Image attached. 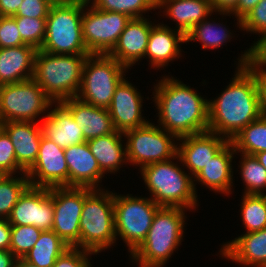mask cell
<instances>
[{"instance_id":"6da1fadb","label":"cell","mask_w":266,"mask_h":267,"mask_svg":"<svg viewBox=\"0 0 266 267\" xmlns=\"http://www.w3.org/2000/svg\"><path fill=\"white\" fill-rule=\"evenodd\" d=\"M238 60L231 83L217 99L208 100V131L229 141L262 116L254 76L244 66L250 62V48Z\"/></svg>"},{"instance_id":"7a4b0ae2","label":"cell","mask_w":266,"mask_h":267,"mask_svg":"<svg viewBox=\"0 0 266 267\" xmlns=\"http://www.w3.org/2000/svg\"><path fill=\"white\" fill-rule=\"evenodd\" d=\"M163 78L153 92L158 124L178 138L208 131V100L180 80Z\"/></svg>"},{"instance_id":"3957f363","label":"cell","mask_w":266,"mask_h":267,"mask_svg":"<svg viewBox=\"0 0 266 267\" xmlns=\"http://www.w3.org/2000/svg\"><path fill=\"white\" fill-rule=\"evenodd\" d=\"M185 208L161 206L146 238L131 254L139 267H163L183 239Z\"/></svg>"},{"instance_id":"277c9868","label":"cell","mask_w":266,"mask_h":267,"mask_svg":"<svg viewBox=\"0 0 266 267\" xmlns=\"http://www.w3.org/2000/svg\"><path fill=\"white\" fill-rule=\"evenodd\" d=\"M87 57L88 55L50 54L37 50L33 80L53 103L76 97Z\"/></svg>"},{"instance_id":"5b68a950","label":"cell","mask_w":266,"mask_h":267,"mask_svg":"<svg viewBox=\"0 0 266 267\" xmlns=\"http://www.w3.org/2000/svg\"><path fill=\"white\" fill-rule=\"evenodd\" d=\"M114 193L85 187L80 218L79 249L98 254L112 246L116 239Z\"/></svg>"},{"instance_id":"8992f818","label":"cell","mask_w":266,"mask_h":267,"mask_svg":"<svg viewBox=\"0 0 266 267\" xmlns=\"http://www.w3.org/2000/svg\"><path fill=\"white\" fill-rule=\"evenodd\" d=\"M178 166L170 159L144 166L140 172L152 193L151 199L159 206L196 209L198 200L193 177Z\"/></svg>"},{"instance_id":"52a82bcc","label":"cell","mask_w":266,"mask_h":267,"mask_svg":"<svg viewBox=\"0 0 266 267\" xmlns=\"http://www.w3.org/2000/svg\"><path fill=\"white\" fill-rule=\"evenodd\" d=\"M83 1H64L51 6L41 51L61 55H90L83 40Z\"/></svg>"},{"instance_id":"ba28073f","label":"cell","mask_w":266,"mask_h":267,"mask_svg":"<svg viewBox=\"0 0 266 267\" xmlns=\"http://www.w3.org/2000/svg\"><path fill=\"white\" fill-rule=\"evenodd\" d=\"M127 69L108 54L88 55L76 97L87 104L108 109L115 88L126 76L124 73Z\"/></svg>"},{"instance_id":"9c48e42d","label":"cell","mask_w":266,"mask_h":267,"mask_svg":"<svg viewBox=\"0 0 266 267\" xmlns=\"http://www.w3.org/2000/svg\"><path fill=\"white\" fill-rule=\"evenodd\" d=\"M151 198L117 195L114 193V219L116 237L122 238L130 255L147 236L154 216L160 208Z\"/></svg>"},{"instance_id":"30bf717a","label":"cell","mask_w":266,"mask_h":267,"mask_svg":"<svg viewBox=\"0 0 266 267\" xmlns=\"http://www.w3.org/2000/svg\"><path fill=\"white\" fill-rule=\"evenodd\" d=\"M153 124L149 122L123 133L127 138L125 145L127 161L133 165L138 164L141 169L154 162L177 159L178 144L173 141L179 138L159 125Z\"/></svg>"},{"instance_id":"8fae6325","label":"cell","mask_w":266,"mask_h":267,"mask_svg":"<svg viewBox=\"0 0 266 267\" xmlns=\"http://www.w3.org/2000/svg\"><path fill=\"white\" fill-rule=\"evenodd\" d=\"M52 104L53 101L33 79L0 85L1 123L36 122V118L49 110Z\"/></svg>"},{"instance_id":"7c38bea8","label":"cell","mask_w":266,"mask_h":267,"mask_svg":"<svg viewBox=\"0 0 266 267\" xmlns=\"http://www.w3.org/2000/svg\"><path fill=\"white\" fill-rule=\"evenodd\" d=\"M83 2L82 32L87 51L90 54H108L130 21L128 15L103 11ZM86 11V12H85Z\"/></svg>"},{"instance_id":"4fadbf2b","label":"cell","mask_w":266,"mask_h":267,"mask_svg":"<svg viewBox=\"0 0 266 267\" xmlns=\"http://www.w3.org/2000/svg\"><path fill=\"white\" fill-rule=\"evenodd\" d=\"M85 187H53L52 230L70 247L79 248L80 218Z\"/></svg>"},{"instance_id":"5bb4252c","label":"cell","mask_w":266,"mask_h":267,"mask_svg":"<svg viewBox=\"0 0 266 267\" xmlns=\"http://www.w3.org/2000/svg\"><path fill=\"white\" fill-rule=\"evenodd\" d=\"M53 187L29 186L7 218L11 225H33L42 231L53 228Z\"/></svg>"},{"instance_id":"9a60e30c","label":"cell","mask_w":266,"mask_h":267,"mask_svg":"<svg viewBox=\"0 0 266 267\" xmlns=\"http://www.w3.org/2000/svg\"><path fill=\"white\" fill-rule=\"evenodd\" d=\"M26 175L31 186L68 187V167L64 149L42 135L37 159Z\"/></svg>"},{"instance_id":"2e32d148","label":"cell","mask_w":266,"mask_h":267,"mask_svg":"<svg viewBox=\"0 0 266 267\" xmlns=\"http://www.w3.org/2000/svg\"><path fill=\"white\" fill-rule=\"evenodd\" d=\"M177 160H179L191 176L195 177L200 170L217 154L229 140L211 131L180 137Z\"/></svg>"},{"instance_id":"e0dca14e","label":"cell","mask_w":266,"mask_h":267,"mask_svg":"<svg viewBox=\"0 0 266 267\" xmlns=\"http://www.w3.org/2000/svg\"><path fill=\"white\" fill-rule=\"evenodd\" d=\"M125 78L115 88L111 105L108 108L116 131L124 133L149 123L142 117V97Z\"/></svg>"},{"instance_id":"ac0fdd59","label":"cell","mask_w":266,"mask_h":267,"mask_svg":"<svg viewBox=\"0 0 266 267\" xmlns=\"http://www.w3.org/2000/svg\"><path fill=\"white\" fill-rule=\"evenodd\" d=\"M152 25L144 16L130 19L108 55L127 68L133 66L145 57Z\"/></svg>"},{"instance_id":"d6986e66","label":"cell","mask_w":266,"mask_h":267,"mask_svg":"<svg viewBox=\"0 0 266 267\" xmlns=\"http://www.w3.org/2000/svg\"><path fill=\"white\" fill-rule=\"evenodd\" d=\"M64 155L68 167V187L97 189V183H100L104 174L87 141L67 147L64 149Z\"/></svg>"},{"instance_id":"ffe728a7","label":"cell","mask_w":266,"mask_h":267,"mask_svg":"<svg viewBox=\"0 0 266 267\" xmlns=\"http://www.w3.org/2000/svg\"><path fill=\"white\" fill-rule=\"evenodd\" d=\"M60 103L71 113L74 121L81 128L85 141L116 132L108 109L87 104L77 97Z\"/></svg>"},{"instance_id":"44dd1931","label":"cell","mask_w":266,"mask_h":267,"mask_svg":"<svg viewBox=\"0 0 266 267\" xmlns=\"http://www.w3.org/2000/svg\"><path fill=\"white\" fill-rule=\"evenodd\" d=\"M2 129L8 134L14 146L17 164L27 172L39 153L42 137L40 123L9 121L2 123Z\"/></svg>"},{"instance_id":"7402d4cb","label":"cell","mask_w":266,"mask_h":267,"mask_svg":"<svg viewBox=\"0 0 266 267\" xmlns=\"http://www.w3.org/2000/svg\"><path fill=\"white\" fill-rule=\"evenodd\" d=\"M220 250L224 258L240 265L266 267V228L236 237Z\"/></svg>"},{"instance_id":"603a6c76","label":"cell","mask_w":266,"mask_h":267,"mask_svg":"<svg viewBox=\"0 0 266 267\" xmlns=\"http://www.w3.org/2000/svg\"><path fill=\"white\" fill-rule=\"evenodd\" d=\"M36 52L28 44L0 48V85L33 79Z\"/></svg>"},{"instance_id":"cb8c5ba5","label":"cell","mask_w":266,"mask_h":267,"mask_svg":"<svg viewBox=\"0 0 266 267\" xmlns=\"http://www.w3.org/2000/svg\"><path fill=\"white\" fill-rule=\"evenodd\" d=\"M40 125L42 135L62 149L85 142L81 128L61 103H55V108L45 115Z\"/></svg>"},{"instance_id":"d4e9b609","label":"cell","mask_w":266,"mask_h":267,"mask_svg":"<svg viewBox=\"0 0 266 267\" xmlns=\"http://www.w3.org/2000/svg\"><path fill=\"white\" fill-rule=\"evenodd\" d=\"M236 154L234 145L229 141L200 172L193 181L201 182L215 192L229 195L233 184L232 159Z\"/></svg>"},{"instance_id":"484cf974","label":"cell","mask_w":266,"mask_h":267,"mask_svg":"<svg viewBox=\"0 0 266 267\" xmlns=\"http://www.w3.org/2000/svg\"><path fill=\"white\" fill-rule=\"evenodd\" d=\"M184 42L186 43L185 35L181 31L164 24L153 25L145 57L148 56L153 68L167 66L168 62L180 57L179 43Z\"/></svg>"},{"instance_id":"4316f807","label":"cell","mask_w":266,"mask_h":267,"mask_svg":"<svg viewBox=\"0 0 266 267\" xmlns=\"http://www.w3.org/2000/svg\"><path fill=\"white\" fill-rule=\"evenodd\" d=\"M157 8H165L166 16L177 22V30L184 35L214 12L210 0H157Z\"/></svg>"},{"instance_id":"83f0119b","label":"cell","mask_w":266,"mask_h":267,"mask_svg":"<svg viewBox=\"0 0 266 267\" xmlns=\"http://www.w3.org/2000/svg\"><path fill=\"white\" fill-rule=\"evenodd\" d=\"M122 135L123 133L116 131L87 141L90 151L97 160L103 174L117 172L123 163L128 162L126 147L121 142Z\"/></svg>"},{"instance_id":"f1b7e54d","label":"cell","mask_w":266,"mask_h":267,"mask_svg":"<svg viewBox=\"0 0 266 267\" xmlns=\"http://www.w3.org/2000/svg\"><path fill=\"white\" fill-rule=\"evenodd\" d=\"M69 247L53 230L42 231L35 245L23 258L39 267H52Z\"/></svg>"},{"instance_id":"f546056e","label":"cell","mask_w":266,"mask_h":267,"mask_svg":"<svg viewBox=\"0 0 266 267\" xmlns=\"http://www.w3.org/2000/svg\"><path fill=\"white\" fill-rule=\"evenodd\" d=\"M236 153L255 155L266 151V117L251 122L232 140Z\"/></svg>"},{"instance_id":"4dcf8cb0","label":"cell","mask_w":266,"mask_h":267,"mask_svg":"<svg viewBox=\"0 0 266 267\" xmlns=\"http://www.w3.org/2000/svg\"><path fill=\"white\" fill-rule=\"evenodd\" d=\"M207 20L209 19L202 20L185 35L186 42L200 41L202 49H217L230 39L232 33L222 24Z\"/></svg>"},{"instance_id":"1f68e13d","label":"cell","mask_w":266,"mask_h":267,"mask_svg":"<svg viewBox=\"0 0 266 267\" xmlns=\"http://www.w3.org/2000/svg\"><path fill=\"white\" fill-rule=\"evenodd\" d=\"M29 186L26 173L17 178L13 175H0V218L9 217L12 208Z\"/></svg>"},{"instance_id":"d6a6232c","label":"cell","mask_w":266,"mask_h":267,"mask_svg":"<svg viewBox=\"0 0 266 267\" xmlns=\"http://www.w3.org/2000/svg\"><path fill=\"white\" fill-rule=\"evenodd\" d=\"M241 205V216L248 232L266 228V194H244Z\"/></svg>"},{"instance_id":"836d02e7","label":"cell","mask_w":266,"mask_h":267,"mask_svg":"<svg viewBox=\"0 0 266 267\" xmlns=\"http://www.w3.org/2000/svg\"><path fill=\"white\" fill-rule=\"evenodd\" d=\"M241 154L240 172L246 186L243 194L263 195L264 189L266 191V169L255 155Z\"/></svg>"},{"instance_id":"e575fe53","label":"cell","mask_w":266,"mask_h":267,"mask_svg":"<svg viewBox=\"0 0 266 267\" xmlns=\"http://www.w3.org/2000/svg\"><path fill=\"white\" fill-rule=\"evenodd\" d=\"M91 5L103 11L118 12L132 18H142L143 13L157 9V0H92Z\"/></svg>"},{"instance_id":"d590c367","label":"cell","mask_w":266,"mask_h":267,"mask_svg":"<svg viewBox=\"0 0 266 267\" xmlns=\"http://www.w3.org/2000/svg\"><path fill=\"white\" fill-rule=\"evenodd\" d=\"M41 232L33 225H11L9 250L16 258H23L35 245Z\"/></svg>"},{"instance_id":"8d00e7d4","label":"cell","mask_w":266,"mask_h":267,"mask_svg":"<svg viewBox=\"0 0 266 267\" xmlns=\"http://www.w3.org/2000/svg\"><path fill=\"white\" fill-rule=\"evenodd\" d=\"M13 17L16 19L22 41L40 50L46 34V18Z\"/></svg>"},{"instance_id":"74e56055","label":"cell","mask_w":266,"mask_h":267,"mask_svg":"<svg viewBox=\"0 0 266 267\" xmlns=\"http://www.w3.org/2000/svg\"><path fill=\"white\" fill-rule=\"evenodd\" d=\"M17 172L20 174L26 173L17 164L14 146L10 137L2 130L0 132V175H15Z\"/></svg>"},{"instance_id":"f35d334b","label":"cell","mask_w":266,"mask_h":267,"mask_svg":"<svg viewBox=\"0 0 266 267\" xmlns=\"http://www.w3.org/2000/svg\"><path fill=\"white\" fill-rule=\"evenodd\" d=\"M246 32L266 34V0L258 4L241 19V28Z\"/></svg>"},{"instance_id":"ab89813d","label":"cell","mask_w":266,"mask_h":267,"mask_svg":"<svg viewBox=\"0 0 266 267\" xmlns=\"http://www.w3.org/2000/svg\"><path fill=\"white\" fill-rule=\"evenodd\" d=\"M25 45L13 16H0V48Z\"/></svg>"},{"instance_id":"60d3db41","label":"cell","mask_w":266,"mask_h":267,"mask_svg":"<svg viewBox=\"0 0 266 267\" xmlns=\"http://www.w3.org/2000/svg\"><path fill=\"white\" fill-rule=\"evenodd\" d=\"M94 253L77 247H69L55 261L52 267H91L88 255Z\"/></svg>"},{"instance_id":"b9f144b4","label":"cell","mask_w":266,"mask_h":267,"mask_svg":"<svg viewBox=\"0 0 266 267\" xmlns=\"http://www.w3.org/2000/svg\"><path fill=\"white\" fill-rule=\"evenodd\" d=\"M51 6L45 0H23L15 16L47 18Z\"/></svg>"},{"instance_id":"7bdbcfd3","label":"cell","mask_w":266,"mask_h":267,"mask_svg":"<svg viewBox=\"0 0 266 267\" xmlns=\"http://www.w3.org/2000/svg\"><path fill=\"white\" fill-rule=\"evenodd\" d=\"M254 76L260 111L263 117H266V71L254 66L251 62L244 65Z\"/></svg>"},{"instance_id":"ee69618b","label":"cell","mask_w":266,"mask_h":267,"mask_svg":"<svg viewBox=\"0 0 266 267\" xmlns=\"http://www.w3.org/2000/svg\"><path fill=\"white\" fill-rule=\"evenodd\" d=\"M260 40L250 47V62L259 69L265 70L266 66V34L259 36Z\"/></svg>"},{"instance_id":"f6af8a7d","label":"cell","mask_w":266,"mask_h":267,"mask_svg":"<svg viewBox=\"0 0 266 267\" xmlns=\"http://www.w3.org/2000/svg\"><path fill=\"white\" fill-rule=\"evenodd\" d=\"M260 0H239L236 4V7L228 14H233L237 18V24L239 28H241V19L250 11L252 10Z\"/></svg>"},{"instance_id":"bcb514c9","label":"cell","mask_w":266,"mask_h":267,"mask_svg":"<svg viewBox=\"0 0 266 267\" xmlns=\"http://www.w3.org/2000/svg\"><path fill=\"white\" fill-rule=\"evenodd\" d=\"M11 224L6 218H0V250H9Z\"/></svg>"},{"instance_id":"7dc6e473","label":"cell","mask_w":266,"mask_h":267,"mask_svg":"<svg viewBox=\"0 0 266 267\" xmlns=\"http://www.w3.org/2000/svg\"><path fill=\"white\" fill-rule=\"evenodd\" d=\"M239 0H210L214 12H219L220 15L229 14L238 3Z\"/></svg>"},{"instance_id":"c3c4849f","label":"cell","mask_w":266,"mask_h":267,"mask_svg":"<svg viewBox=\"0 0 266 267\" xmlns=\"http://www.w3.org/2000/svg\"><path fill=\"white\" fill-rule=\"evenodd\" d=\"M23 0H0V16H15Z\"/></svg>"},{"instance_id":"681fc988","label":"cell","mask_w":266,"mask_h":267,"mask_svg":"<svg viewBox=\"0 0 266 267\" xmlns=\"http://www.w3.org/2000/svg\"><path fill=\"white\" fill-rule=\"evenodd\" d=\"M16 256L10 250H0V267H14Z\"/></svg>"},{"instance_id":"f907efd6","label":"cell","mask_w":266,"mask_h":267,"mask_svg":"<svg viewBox=\"0 0 266 267\" xmlns=\"http://www.w3.org/2000/svg\"><path fill=\"white\" fill-rule=\"evenodd\" d=\"M14 267H39L38 265L32 264L24 258H16Z\"/></svg>"},{"instance_id":"816d5d0a","label":"cell","mask_w":266,"mask_h":267,"mask_svg":"<svg viewBox=\"0 0 266 267\" xmlns=\"http://www.w3.org/2000/svg\"><path fill=\"white\" fill-rule=\"evenodd\" d=\"M255 157L263 165V167L266 169V151L256 153Z\"/></svg>"},{"instance_id":"f5cc1de1","label":"cell","mask_w":266,"mask_h":267,"mask_svg":"<svg viewBox=\"0 0 266 267\" xmlns=\"http://www.w3.org/2000/svg\"><path fill=\"white\" fill-rule=\"evenodd\" d=\"M47 2H49L51 5H54V4H60L66 0H45Z\"/></svg>"},{"instance_id":"db71d44e","label":"cell","mask_w":266,"mask_h":267,"mask_svg":"<svg viewBox=\"0 0 266 267\" xmlns=\"http://www.w3.org/2000/svg\"><path fill=\"white\" fill-rule=\"evenodd\" d=\"M67 1H83V2H86V3H90L91 0H67Z\"/></svg>"},{"instance_id":"11a10c76","label":"cell","mask_w":266,"mask_h":267,"mask_svg":"<svg viewBox=\"0 0 266 267\" xmlns=\"http://www.w3.org/2000/svg\"><path fill=\"white\" fill-rule=\"evenodd\" d=\"M3 129H2V123L0 122V132L2 131Z\"/></svg>"}]
</instances>
